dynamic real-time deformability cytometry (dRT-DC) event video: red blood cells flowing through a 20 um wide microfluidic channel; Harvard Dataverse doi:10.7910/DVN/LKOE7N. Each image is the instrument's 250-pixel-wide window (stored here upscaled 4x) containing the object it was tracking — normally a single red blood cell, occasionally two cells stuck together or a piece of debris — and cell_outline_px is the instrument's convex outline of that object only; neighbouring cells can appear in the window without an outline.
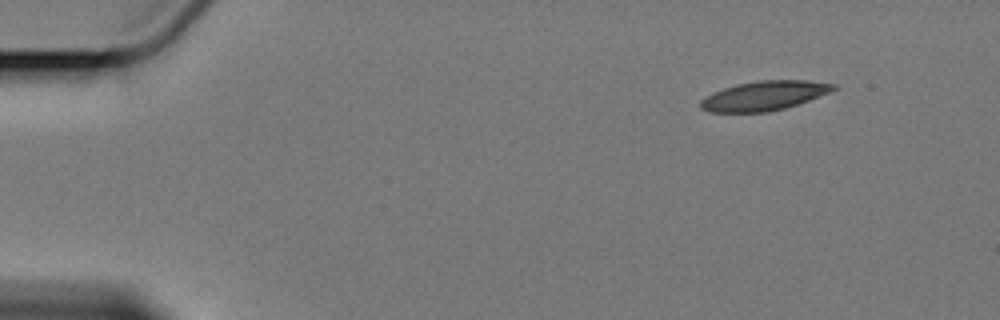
{"species": "Egyptian fruit bat (a non-hibernating species)", "species_latin": "Rousettus aegyptiacus", "temperature_condition": "cold", "stored_images_in_passage": 5, "camera_frame_rate_fps": 3000, "um_per_image_px": 0.085, "animal": {"sex": "female"}, "frame": {"image": 1, "passage_image": 1, "time_ms": 0.0, "image_size_px": [1000, 320], "cell_outline_px": [[836, 88], [832, 92], [784, 108], [768, 112], [708, 112], [700, 108], [700, 100], [724, 88], [736, 84], [760, 80], [808, 80], [836, 84]], "centroid_in_image_um": [64.98, 8.13], "position_along_channel_um": 20.0, "area_um2": 22.6}}
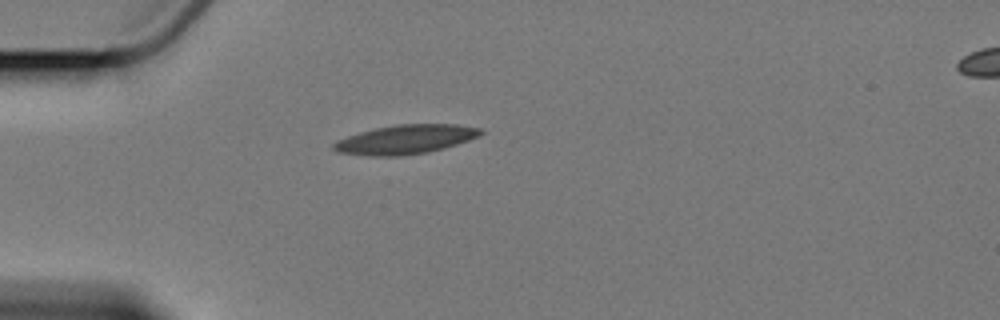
{"frame": {"image": 2, "passage_image": 4, "time_ms": 3.333, "image_size_px": [1000, 320], "cell_outline_px": [[484, 132], [480, 136], [444, 148], [428, 152], [400, 156], [368, 156], [336, 152], [332, 148], [332, 144], [336, 140], [360, 132], [376, 128], [396, 124], [456, 124], [484, 128]], "centroid_in_image_um": [34.47, 11.85], "position_along_channel_um": 50.5, "area_um2": 25.14}}